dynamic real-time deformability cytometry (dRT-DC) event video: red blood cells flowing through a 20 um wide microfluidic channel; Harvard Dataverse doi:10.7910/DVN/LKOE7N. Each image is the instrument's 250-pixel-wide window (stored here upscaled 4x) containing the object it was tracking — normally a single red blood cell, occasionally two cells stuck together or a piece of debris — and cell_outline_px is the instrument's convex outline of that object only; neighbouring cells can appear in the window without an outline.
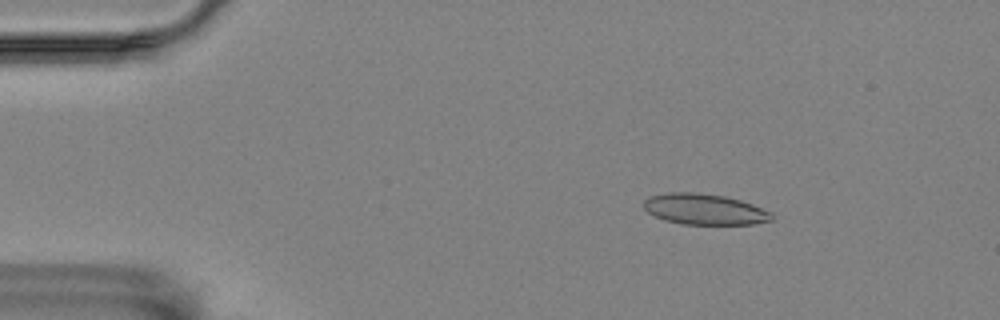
{"species": "Egyptian fruit bat (a non-hibernating species)", "species_latin": "Rousettus aegyptiacus", "temperature_condition": "room temperature", "stored_images_in_passage": 52, "camera_frame_rate_fps": 3000, "um_per_image_px": 0.085, "animal": {"sex": "female"}, "frame": {"image": 1, "passage_image": 4, "time_ms": 1.0, "image_size_px": [1000, 320], "cell_outline_px": [[772, 220], [752, 224], [680, 224], [664, 220], [648, 212], [644, 208], [644, 200], [648, 196], [668, 192], [692, 192], [724, 196], [740, 200], [752, 204], [772, 212]], "centroid_in_image_um": [59.86, 17.78], "position_along_channel_um": 25.1, "area_um2": 22.95}}
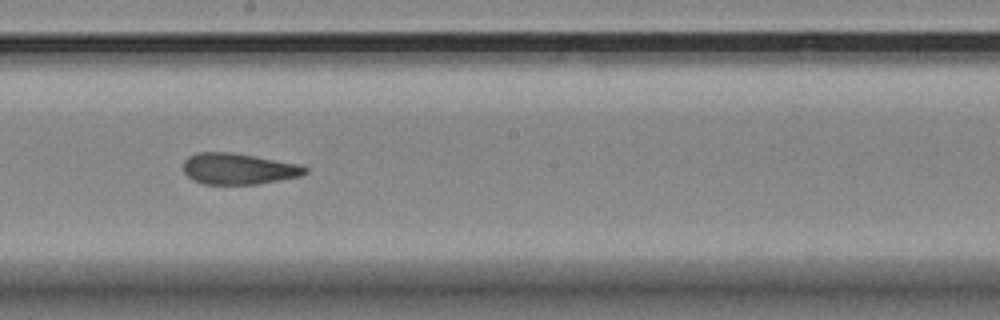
{"frame": {"image": 2, "passage_image": 27, "time_ms": 8.667, "image_size_px": [1000, 320], "cell_outline_px": [[308, 172], [300, 176], [256, 184], [204, 184], [192, 180], [184, 172], [184, 160], [188, 156], [200, 152], [228, 152], [300, 164], [308, 168]], "centroid_in_image_um": [20.25, 14.35], "position_along_channel_um": 227.9, "area_um2": 21.91}}
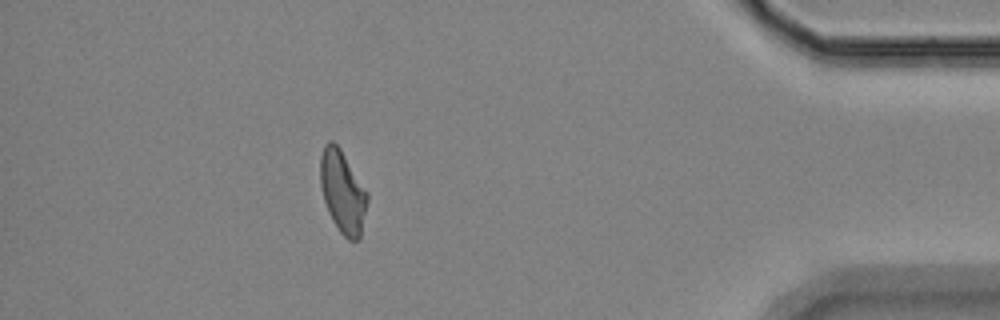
{"frame": {"image": 3, "passage_image": 46, "time_ms": 15.0, "image_size_px": [1000, 320], "cell_outline_px": [[368, 200], [360, 240], [348, 240], [340, 232], [332, 220], [328, 212], [324, 200], [320, 184], [320, 156], [324, 144], [328, 140], [332, 140], [340, 148], [368, 192]], "centroid_in_image_um": [29.12, 16.3], "position_along_channel_um": 406.1, "area_um2": 22.77}, "authors_computed_cell_mechanics": {"area_um2": 22.8021, "velocity_mm_per_s": 3.5305, "shape_relaxation_time_tau1_ms": null, "shape_relaxation_time_tau2_ms": 2.1328, "deformation_change_tau1": null, "deformation_change_tau2": 0.0895}}